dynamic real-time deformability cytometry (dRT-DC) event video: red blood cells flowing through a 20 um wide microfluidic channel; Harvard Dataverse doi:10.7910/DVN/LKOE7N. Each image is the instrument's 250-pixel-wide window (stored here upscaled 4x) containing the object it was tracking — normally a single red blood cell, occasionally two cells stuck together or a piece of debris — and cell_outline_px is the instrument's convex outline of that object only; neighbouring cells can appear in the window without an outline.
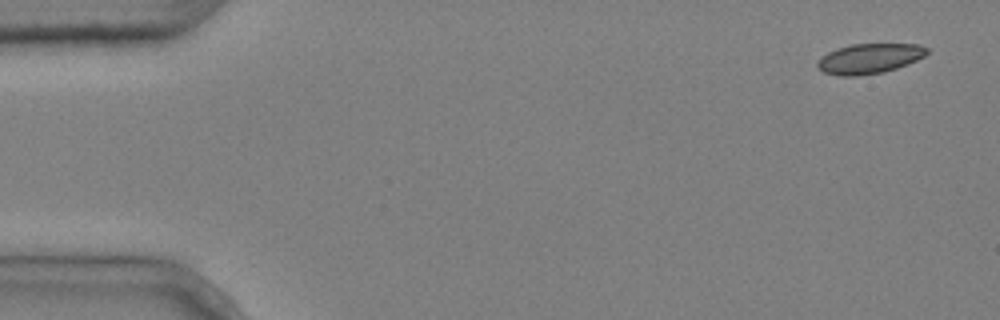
{"species": "common noctule bat (a hibernating species)", "species_latin": "Nyctalus noctula", "temperature_condition": "cold", "stored_images_in_passage": 6, "camera_frame_rate_fps": 3000, "um_per_image_px": 0.085, "animal": {"sex": "male", "body_mass_g": 20.4}, "frame": {"image": 1, "passage_image": 1, "time_ms": 0.0, "image_size_px": [1000, 320], "cell_outline_px": [[928, 52], [924, 56], [908, 64], [884, 72], [856, 76], [840, 76], [824, 72], [816, 64], [828, 52], [836, 48], [852, 44], [920, 44], [928, 48]], "centroid_in_image_um": [73.93, 4.97], "position_along_channel_um": 11.1, "area_um2": 19.02}}
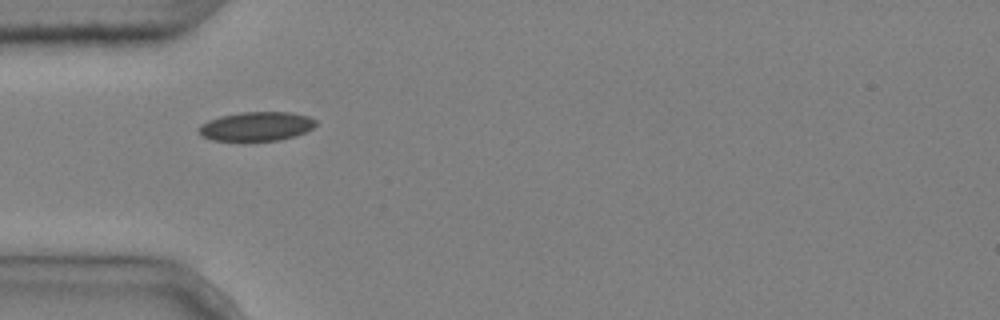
{"frame": {"image": 2, "passage_image": 5, "time_ms": 1.333, "image_size_px": [1000, 320], "cell_outline_px": [[316, 124], [312, 128], [304, 132], [280, 140], [212, 140], [200, 136], [196, 128], [200, 124], [208, 120], [220, 116], [240, 112], [292, 112], [308, 116], [316, 120]], "centroid_in_image_um": [21.74, 10.73], "position_along_channel_um": 63.3, "area_um2": 19.83}}